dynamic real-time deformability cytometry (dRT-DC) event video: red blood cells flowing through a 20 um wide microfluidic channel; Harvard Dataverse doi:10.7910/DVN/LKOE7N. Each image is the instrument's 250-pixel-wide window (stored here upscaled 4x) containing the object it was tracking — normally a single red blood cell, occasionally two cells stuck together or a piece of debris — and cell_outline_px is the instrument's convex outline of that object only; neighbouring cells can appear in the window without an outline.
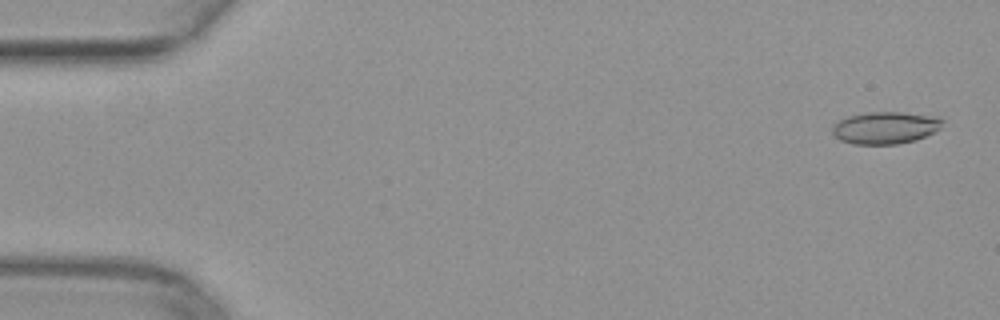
{"species": "common noctule bat (a hibernating species)", "species_latin": "Nyctalus noctula", "temperature_condition": "warm", "stored_images_in_passage": 50, "camera_frame_rate_fps": 3000, "um_per_image_px": 0.085, "animal": {"sex": "female", "body_mass_g": 29.2, "forearm_length_mm": 56.3}, "frame": {"image": 1, "passage_image": 1, "time_ms": 0.0, "image_size_px": [1000, 320], "cell_outline_px": [[944, 120], [940, 128], [916, 140], [896, 144], [852, 144], [840, 140], [832, 132], [832, 124], [848, 116], [868, 112], [904, 112], [940, 116]], "centroid_in_image_um": [75.26, 10.84], "position_along_channel_um": 9.7, "area_um2": 20.75}}
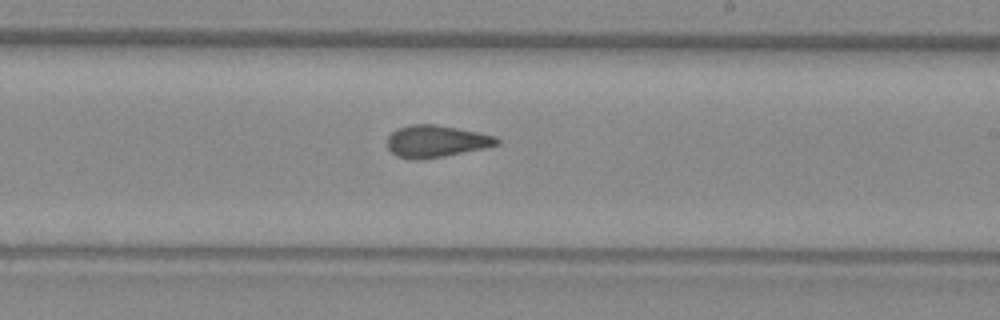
{"frame": {"image": 2, "passage_image": 29, "time_ms": 9.333, "image_size_px": [1000, 320], "cell_outline_px": [[500, 144], [484, 148], [444, 156], [420, 160], [412, 160], [396, 156], [388, 148], [388, 136], [396, 128], [412, 124], [436, 124], [496, 136], [500, 140]], "centroid_in_image_um": [37.05, 12.01], "position_along_channel_um": 252.0, "area_um2": 20.46}}
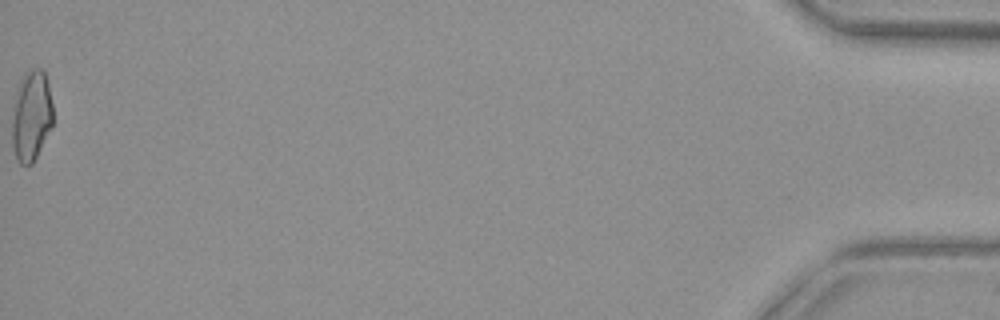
{"frame": {"image": 3, "passage_image": 50, "time_ms": 16.333, "image_size_px": [1000, 320], "cell_outline_px": [[52, 128], [32, 164], [20, 164], [12, 148], [12, 120], [20, 80], [24, 72], [28, 68], [44, 68], [48, 84], [52, 104]], "centroid_in_image_um": [2.68, 9.82], "position_along_channel_um": 432.5, "area_um2": 21.56}}